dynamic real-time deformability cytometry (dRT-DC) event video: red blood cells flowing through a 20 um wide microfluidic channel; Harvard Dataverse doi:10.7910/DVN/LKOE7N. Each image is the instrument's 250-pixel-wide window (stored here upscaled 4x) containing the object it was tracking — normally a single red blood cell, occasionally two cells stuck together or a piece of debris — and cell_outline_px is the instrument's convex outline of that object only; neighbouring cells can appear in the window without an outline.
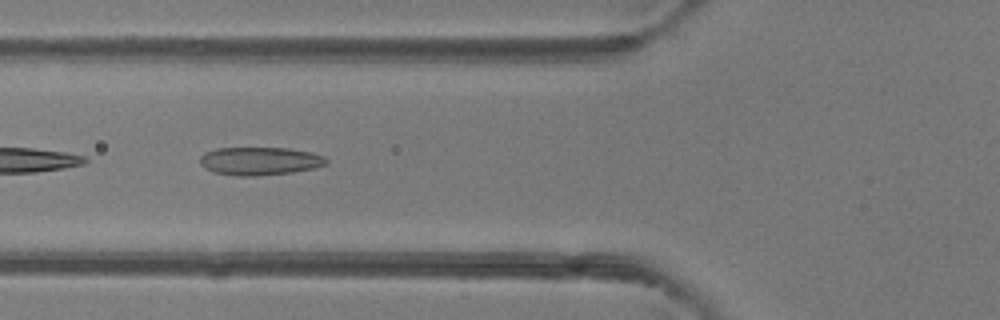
{"species": "common noctule bat (a hibernating species)", "species_latin": "Nyctalus noctula", "temperature_condition": "room temperature", "stored_images_in_passage": 11, "camera_frame_rate_fps": 3000, "um_per_image_px": 0.085, "animal": {"sex": "female"}, "frame": {"image": 1, "passage_image": 8, "time_ms": 2.333, "image_size_px": [1000, 320], "cell_outline_px": [[328, 164], [316, 168], [292, 172], [256, 176], [236, 176], [212, 172], [204, 168], [200, 164], [200, 156], [204, 152], [216, 148], [288, 148], [312, 152], [324, 156], [328, 160]], "centroid_in_image_um": [22.08, 13.69], "position_along_channel_um": 103.7, "area_um2": 20.98}}